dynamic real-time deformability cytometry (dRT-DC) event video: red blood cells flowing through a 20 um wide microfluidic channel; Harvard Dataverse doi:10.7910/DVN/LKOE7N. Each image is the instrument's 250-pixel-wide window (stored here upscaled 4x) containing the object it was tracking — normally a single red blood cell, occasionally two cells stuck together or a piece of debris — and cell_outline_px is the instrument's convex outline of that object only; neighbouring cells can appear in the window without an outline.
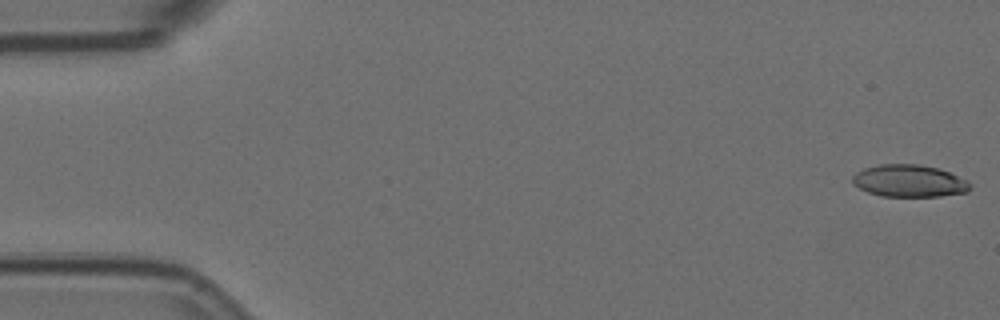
{"species": "Egyptian fruit bat (a non-hibernating species)", "species_latin": "Rousettus aegyptiacus", "temperature_condition": "room temperature", "stored_images_in_passage": 7, "camera_frame_rate_fps": 3000, "um_per_image_px": 0.085, "animal": {"sex": "female"}, "frame": {"image": 1, "passage_image": 1, "time_ms": 0.0, "image_size_px": [1000, 320], "cell_outline_px": [[972, 184], [968, 192], [940, 196], [880, 196], [868, 192], [852, 184], [852, 176], [856, 172], [864, 168], [880, 164], [916, 164], [936, 168], [948, 172], [968, 180]], "centroid_in_image_um": [77.27, 15.38], "position_along_channel_um": 7.7, "area_um2": 22.08}}